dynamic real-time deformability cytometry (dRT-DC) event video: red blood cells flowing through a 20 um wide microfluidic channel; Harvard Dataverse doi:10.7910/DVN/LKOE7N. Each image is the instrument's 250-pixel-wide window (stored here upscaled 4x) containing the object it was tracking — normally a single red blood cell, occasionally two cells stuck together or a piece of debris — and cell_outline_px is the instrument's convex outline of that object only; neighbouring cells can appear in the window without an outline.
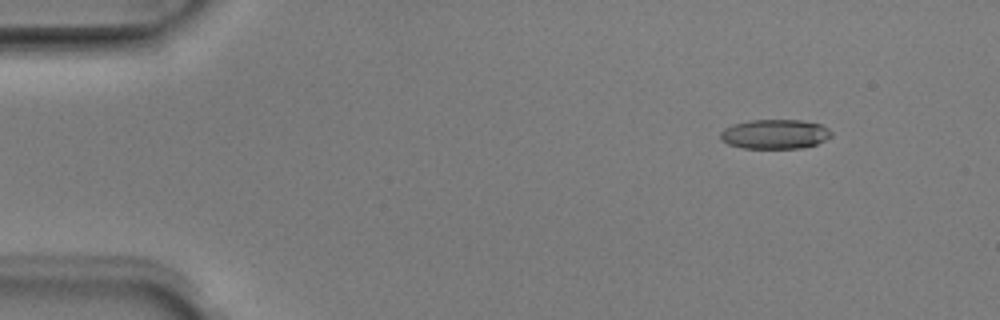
{"species": "Egyptian fruit bat (a non-hibernating species)", "species_latin": "Rousettus aegyptiacus", "temperature_condition": "room temperature", "stored_images_in_passage": 5, "camera_frame_rate_fps": 3000, "um_per_image_px": 0.085, "animal": {"sex": "male"}, "frame": {"image": 1, "passage_image": 1, "time_ms": 0.0, "image_size_px": [1000, 320], "cell_outline_px": [[832, 136], [816, 144], [800, 148], [744, 148], [728, 144], [720, 140], [720, 132], [724, 128], [732, 124], [748, 120], [800, 120], [820, 124], [828, 128], [832, 132]], "centroid_in_image_um": [65.84, 11.39], "position_along_channel_um": 19.2, "area_um2": 19.13}}
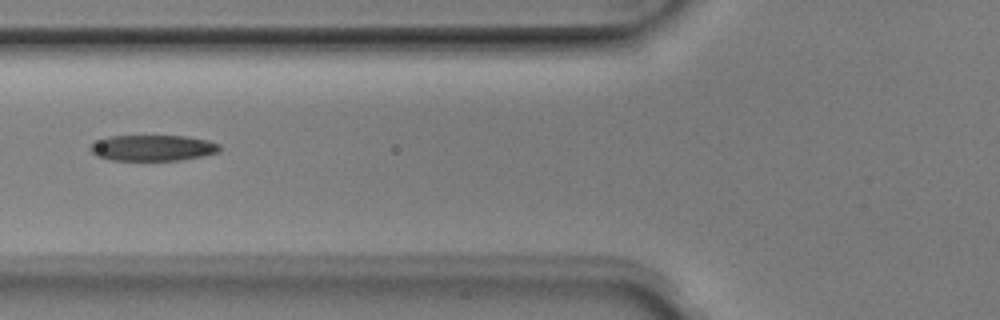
{"frame": {"image": 2, "passage_image": 5, "time_ms": 1.333, "image_size_px": [1000, 320], "cell_outline_px": [[220, 152], [180, 160], [112, 160], [96, 156], [88, 148], [92, 144], [108, 136], [184, 136], [208, 140], [220, 144]], "centroid_in_image_um": [12.99, 12.57], "position_along_channel_um": 112.8, "area_um2": 19.42}}